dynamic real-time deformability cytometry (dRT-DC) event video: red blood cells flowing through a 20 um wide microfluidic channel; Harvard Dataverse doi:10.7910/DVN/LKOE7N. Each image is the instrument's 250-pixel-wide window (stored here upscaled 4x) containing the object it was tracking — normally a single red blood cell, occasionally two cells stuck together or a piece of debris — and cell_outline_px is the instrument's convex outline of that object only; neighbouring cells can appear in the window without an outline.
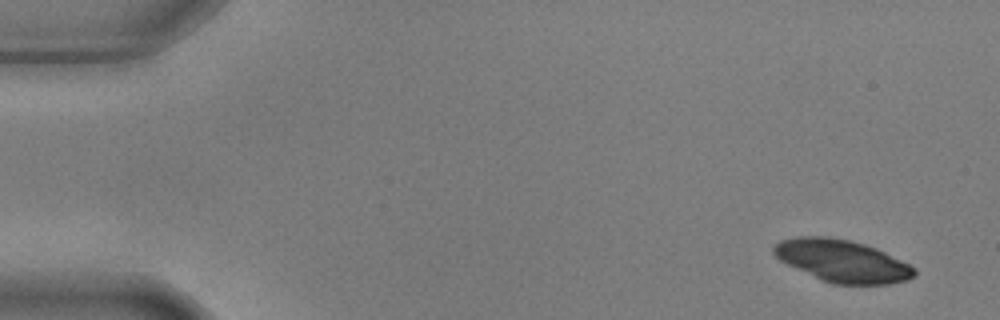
{"species": "common noctule bat (a hibernating species)", "species_latin": "Nyctalus noctula", "temperature_condition": "warm", "stored_images_in_passage": 4, "camera_frame_rate_fps": 3000, "um_per_image_px": 0.085, "animal": {"sex": "male", "body_mass_g": 17.9, "forearm_length_mm": 54.2}, "frame": {"image": 1, "passage_image": 1, "time_ms": 0.0, "image_size_px": [1000, 320], "cell_outline_px": [[916, 276], [908, 280], [888, 284], [832, 284], [820, 280], [780, 260], [772, 252], [772, 248], [780, 240], [796, 236], [828, 236], [848, 240], [864, 244], [876, 248], [916, 268]], "centroid_in_image_um": [71.58, 22.18], "position_along_channel_um": 13.4, "area_um2": 34.56}}